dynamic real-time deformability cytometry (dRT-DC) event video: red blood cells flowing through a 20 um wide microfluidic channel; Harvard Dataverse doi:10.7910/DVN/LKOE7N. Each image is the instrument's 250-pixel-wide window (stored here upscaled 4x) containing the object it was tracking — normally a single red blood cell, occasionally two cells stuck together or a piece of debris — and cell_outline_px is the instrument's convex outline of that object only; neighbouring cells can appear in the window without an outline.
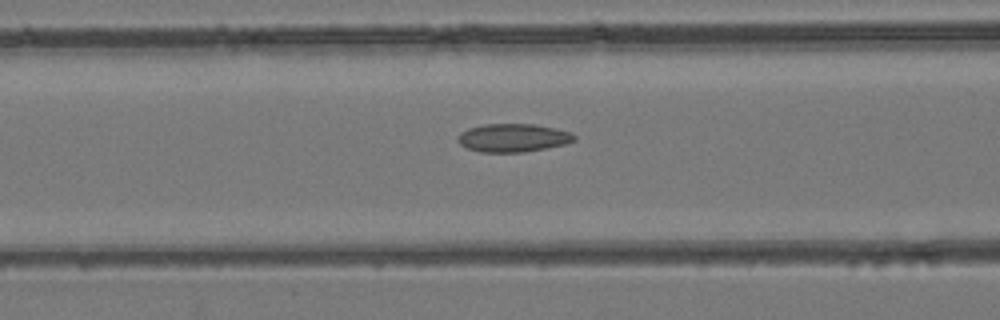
{"species": "common noctule bat (a hibernating species)", "species_latin": "Nyctalus noctula", "temperature_condition": "room temperature", "stored_images_in_passage": 36, "camera_frame_rate_fps": 3000, "um_per_image_px": 0.085, "animal": {"sex": "female", "body_mass_g": 24.6, "forearm_length_mm": 56.2}, "frame": {"image": 1, "passage_image": 13, "time_ms": 4.0, "image_size_px": [1000, 320], "cell_outline_px": [[576, 140], [564, 144], [524, 152], [480, 152], [468, 148], [460, 144], [456, 140], [456, 136], [460, 132], [468, 128], [484, 124], [536, 124], [572, 132], [576, 136]], "centroid_in_image_um": [43.58, 11.7], "position_along_channel_um": 123.0, "area_um2": 19.25}}
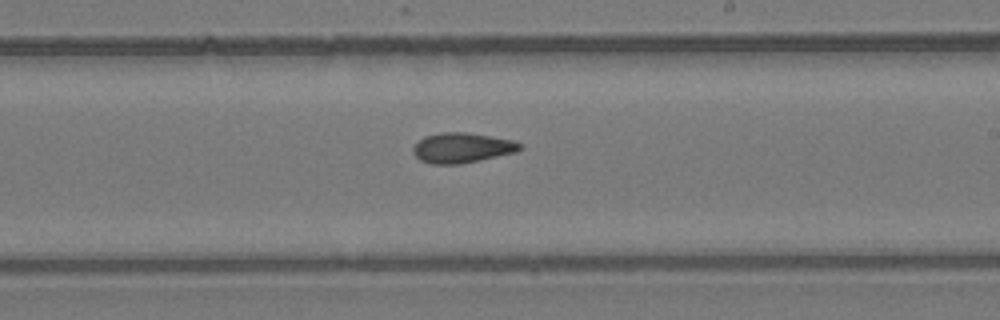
{"frame": {"image": 2, "passage_image": 22, "time_ms": 7.0, "image_size_px": [1000, 320], "cell_outline_px": [[524, 148], [516, 152], [480, 160], [460, 164], [432, 164], [420, 160], [412, 152], [412, 148], [424, 136], [440, 132], [464, 132], [512, 140], [520, 144]], "centroid_in_image_um": [39.25, 12.57], "position_along_channel_um": 249.7, "area_um2": 18.61}}
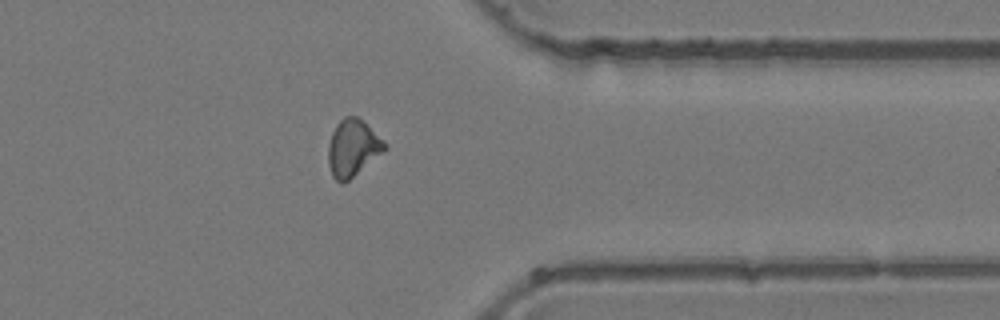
{"frame": {"image": 3, "passage_image": 32, "time_ms": 10.333, "image_size_px": [1000, 320], "cell_outline_px": [[388, 148], [348, 180], [340, 184], [332, 176], [328, 164], [328, 144], [332, 132], [336, 124], [344, 116], [356, 116], [384, 140]], "centroid_in_image_um": [29.96, 12.58], "position_along_channel_um": 381.4, "area_um2": 18.5}}